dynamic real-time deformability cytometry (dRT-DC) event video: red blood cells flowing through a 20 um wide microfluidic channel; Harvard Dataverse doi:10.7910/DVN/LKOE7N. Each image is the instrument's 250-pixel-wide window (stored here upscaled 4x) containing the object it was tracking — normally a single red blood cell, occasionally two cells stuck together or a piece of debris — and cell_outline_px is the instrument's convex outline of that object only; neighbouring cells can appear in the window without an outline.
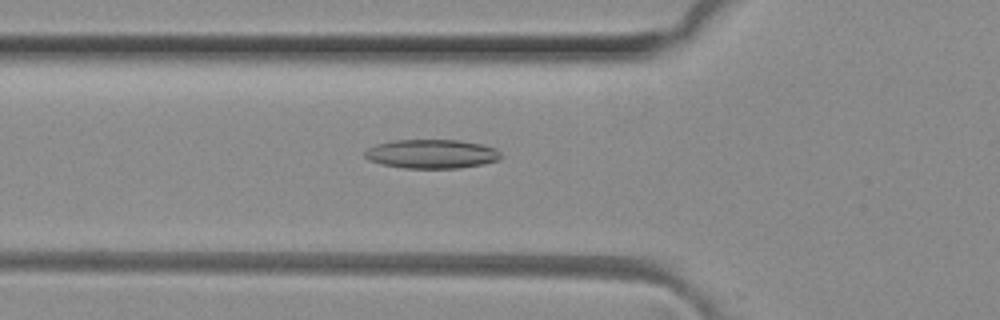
{"species": "common noctule bat (a hibernating species)", "species_latin": "Nyctalus noctula", "temperature_condition": "room temperature", "stored_images_in_passage": 51, "camera_frame_rate_fps": 3000, "um_per_image_px": 0.085, "animal": {"sex": "female", "body_mass_g": 29.2, "forearm_length_mm": 56.3}, "frame": {"image": 1, "passage_image": 18, "time_ms": 5.667, "image_size_px": [1000, 320], "cell_outline_px": [[500, 160], [484, 164], [460, 168], [404, 168], [380, 164], [368, 160], [364, 156], [364, 152], [368, 148], [376, 144], [392, 140], [460, 140], [484, 144], [496, 148], [500, 152]], "centroid_in_image_um": [36.7, 13.08], "position_along_channel_um": 89.1, "area_um2": 23.29}}
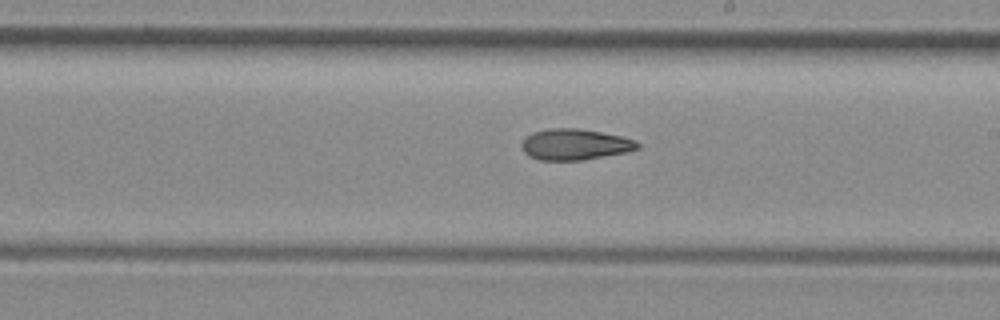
{"frame": {"image": 2, "passage_image": 29, "time_ms": 9.333, "image_size_px": [1000, 320], "cell_outline_px": [[640, 148], [628, 152], [580, 160], [540, 160], [528, 156], [524, 152], [520, 144], [532, 132], [552, 128], [580, 128], [620, 136], [636, 140], [640, 144]], "centroid_in_image_um": [48.88, 12.28], "position_along_channel_um": 240.1, "area_um2": 20.92}}
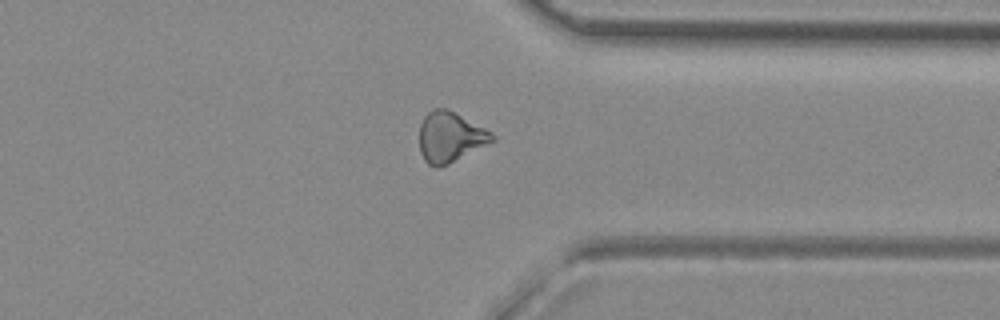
{"frame": {"image": 3, "passage_image": 39, "time_ms": 12.667, "image_size_px": [1000, 320], "cell_outline_px": [[496, 140], [448, 164], [436, 168], [428, 164], [424, 160], [420, 152], [420, 124], [424, 116], [432, 108], [448, 108], [492, 132], [496, 136]], "centroid_in_image_um": [38.26, 11.64], "position_along_channel_um": 373.1, "area_um2": 21.44}, "authors_computed_cell_mechanics": {"area_um2": 21.675, "velocity_mm_per_s": 4.1013, "shape_relaxation_time_tau1_ms": null, "shape_relaxation_time_tau2_ms": 6.5242, "deformation_change_tau1": null, "deformation_change_tau2": 0.1739}}